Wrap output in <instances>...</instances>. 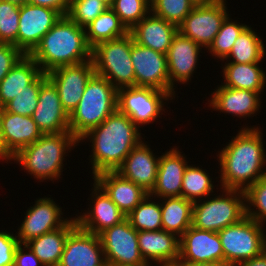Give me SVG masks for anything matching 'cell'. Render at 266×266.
<instances>
[{"mask_svg":"<svg viewBox=\"0 0 266 266\" xmlns=\"http://www.w3.org/2000/svg\"><path fill=\"white\" fill-rule=\"evenodd\" d=\"M226 0L211 5H195L178 26V31L196 44L208 49L219 32L227 11Z\"/></svg>","mask_w":266,"mask_h":266,"instance_id":"cell-11","label":"cell"},{"mask_svg":"<svg viewBox=\"0 0 266 266\" xmlns=\"http://www.w3.org/2000/svg\"><path fill=\"white\" fill-rule=\"evenodd\" d=\"M1 113H2V108L0 107V160L1 159L3 161L6 160L8 163V161H11V158L4 152L3 138H2V132H1Z\"/></svg>","mask_w":266,"mask_h":266,"instance_id":"cell-48","label":"cell"},{"mask_svg":"<svg viewBox=\"0 0 266 266\" xmlns=\"http://www.w3.org/2000/svg\"><path fill=\"white\" fill-rule=\"evenodd\" d=\"M100 266H110L109 263L107 261H105L102 265Z\"/></svg>","mask_w":266,"mask_h":266,"instance_id":"cell-54","label":"cell"},{"mask_svg":"<svg viewBox=\"0 0 266 266\" xmlns=\"http://www.w3.org/2000/svg\"><path fill=\"white\" fill-rule=\"evenodd\" d=\"M148 194L127 216L137 231L162 230V212L159 201H152Z\"/></svg>","mask_w":266,"mask_h":266,"instance_id":"cell-35","label":"cell"},{"mask_svg":"<svg viewBox=\"0 0 266 266\" xmlns=\"http://www.w3.org/2000/svg\"><path fill=\"white\" fill-rule=\"evenodd\" d=\"M105 260L110 266H145L138 246V231L126 218L99 234Z\"/></svg>","mask_w":266,"mask_h":266,"instance_id":"cell-10","label":"cell"},{"mask_svg":"<svg viewBox=\"0 0 266 266\" xmlns=\"http://www.w3.org/2000/svg\"><path fill=\"white\" fill-rule=\"evenodd\" d=\"M259 65V63L226 62L222 67L223 79L225 81L222 85L263 94L261 92L264 91V86L266 87V73Z\"/></svg>","mask_w":266,"mask_h":266,"instance_id":"cell-30","label":"cell"},{"mask_svg":"<svg viewBox=\"0 0 266 266\" xmlns=\"http://www.w3.org/2000/svg\"><path fill=\"white\" fill-rule=\"evenodd\" d=\"M128 33L129 30L111 7L85 27L86 39L92 48L100 42L117 39Z\"/></svg>","mask_w":266,"mask_h":266,"instance_id":"cell-32","label":"cell"},{"mask_svg":"<svg viewBox=\"0 0 266 266\" xmlns=\"http://www.w3.org/2000/svg\"><path fill=\"white\" fill-rule=\"evenodd\" d=\"M105 261L100 236L77 226L66 239L58 266H100Z\"/></svg>","mask_w":266,"mask_h":266,"instance_id":"cell-19","label":"cell"},{"mask_svg":"<svg viewBox=\"0 0 266 266\" xmlns=\"http://www.w3.org/2000/svg\"><path fill=\"white\" fill-rule=\"evenodd\" d=\"M178 266H235L229 262L223 261L218 263H193L187 265H178Z\"/></svg>","mask_w":266,"mask_h":266,"instance_id":"cell-49","label":"cell"},{"mask_svg":"<svg viewBox=\"0 0 266 266\" xmlns=\"http://www.w3.org/2000/svg\"><path fill=\"white\" fill-rule=\"evenodd\" d=\"M202 47L193 40L183 36L179 31L174 36L167 51L170 95L175 98V84L190 82L194 70L198 66V58ZM176 82V83H175Z\"/></svg>","mask_w":266,"mask_h":266,"instance_id":"cell-18","label":"cell"},{"mask_svg":"<svg viewBox=\"0 0 266 266\" xmlns=\"http://www.w3.org/2000/svg\"><path fill=\"white\" fill-rule=\"evenodd\" d=\"M139 127L124 113L116 109L99 126L92 128L79 139L90 140L92 148V175L116 171L126 156L141 141Z\"/></svg>","mask_w":266,"mask_h":266,"instance_id":"cell-2","label":"cell"},{"mask_svg":"<svg viewBox=\"0 0 266 266\" xmlns=\"http://www.w3.org/2000/svg\"><path fill=\"white\" fill-rule=\"evenodd\" d=\"M194 7L191 0H154L151 13L178 27Z\"/></svg>","mask_w":266,"mask_h":266,"instance_id":"cell-39","label":"cell"},{"mask_svg":"<svg viewBox=\"0 0 266 266\" xmlns=\"http://www.w3.org/2000/svg\"><path fill=\"white\" fill-rule=\"evenodd\" d=\"M195 5H211L222 0H191Z\"/></svg>","mask_w":266,"mask_h":266,"instance_id":"cell-50","label":"cell"},{"mask_svg":"<svg viewBox=\"0 0 266 266\" xmlns=\"http://www.w3.org/2000/svg\"><path fill=\"white\" fill-rule=\"evenodd\" d=\"M24 55L14 45L0 43V82Z\"/></svg>","mask_w":266,"mask_h":266,"instance_id":"cell-43","label":"cell"},{"mask_svg":"<svg viewBox=\"0 0 266 266\" xmlns=\"http://www.w3.org/2000/svg\"><path fill=\"white\" fill-rule=\"evenodd\" d=\"M230 18L229 15L225 18L219 32L208 48L209 53L217 60L221 59L222 62L230 53L238 36L248 27L245 23L232 21L233 19Z\"/></svg>","mask_w":266,"mask_h":266,"instance_id":"cell-36","label":"cell"},{"mask_svg":"<svg viewBox=\"0 0 266 266\" xmlns=\"http://www.w3.org/2000/svg\"><path fill=\"white\" fill-rule=\"evenodd\" d=\"M29 56L43 73H48L61 66L91 60L92 47L87 42L85 28L65 15L42 37Z\"/></svg>","mask_w":266,"mask_h":266,"instance_id":"cell-3","label":"cell"},{"mask_svg":"<svg viewBox=\"0 0 266 266\" xmlns=\"http://www.w3.org/2000/svg\"><path fill=\"white\" fill-rule=\"evenodd\" d=\"M159 160L160 157L153 153L149 145L141 141L126 156L116 172L150 193L156 183Z\"/></svg>","mask_w":266,"mask_h":266,"instance_id":"cell-21","label":"cell"},{"mask_svg":"<svg viewBox=\"0 0 266 266\" xmlns=\"http://www.w3.org/2000/svg\"><path fill=\"white\" fill-rule=\"evenodd\" d=\"M79 140L70 132L43 134L34 143L20 149L11 157L33 178L43 180H58L63 172L64 157L77 146Z\"/></svg>","mask_w":266,"mask_h":266,"instance_id":"cell-4","label":"cell"},{"mask_svg":"<svg viewBox=\"0 0 266 266\" xmlns=\"http://www.w3.org/2000/svg\"><path fill=\"white\" fill-rule=\"evenodd\" d=\"M174 99L169 93L150 87L117 89V109L127 115L139 128L161 117L166 102ZM140 125V126H139Z\"/></svg>","mask_w":266,"mask_h":266,"instance_id":"cell-9","label":"cell"},{"mask_svg":"<svg viewBox=\"0 0 266 266\" xmlns=\"http://www.w3.org/2000/svg\"><path fill=\"white\" fill-rule=\"evenodd\" d=\"M153 266V264H146L145 266ZM154 266H159V265H156V264H154Z\"/></svg>","mask_w":266,"mask_h":266,"instance_id":"cell-55","label":"cell"},{"mask_svg":"<svg viewBox=\"0 0 266 266\" xmlns=\"http://www.w3.org/2000/svg\"><path fill=\"white\" fill-rule=\"evenodd\" d=\"M13 266H44L29 246L21 244L17 246L14 254Z\"/></svg>","mask_w":266,"mask_h":266,"instance_id":"cell-45","label":"cell"},{"mask_svg":"<svg viewBox=\"0 0 266 266\" xmlns=\"http://www.w3.org/2000/svg\"><path fill=\"white\" fill-rule=\"evenodd\" d=\"M32 118L42 134L69 131V114L60 102L58 89L48 77L41 83L38 104Z\"/></svg>","mask_w":266,"mask_h":266,"instance_id":"cell-17","label":"cell"},{"mask_svg":"<svg viewBox=\"0 0 266 266\" xmlns=\"http://www.w3.org/2000/svg\"><path fill=\"white\" fill-rule=\"evenodd\" d=\"M262 224L247 215L239 222L218 232L224 261L239 266L266 250V234Z\"/></svg>","mask_w":266,"mask_h":266,"instance_id":"cell-8","label":"cell"},{"mask_svg":"<svg viewBox=\"0 0 266 266\" xmlns=\"http://www.w3.org/2000/svg\"><path fill=\"white\" fill-rule=\"evenodd\" d=\"M146 1L150 6L153 4L154 0H144Z\"/></svg>","mask_w":266,"mask_h":266,"instance_id":"cell-53","label":"cell"},{"mask_svg":"<svg viewBox=\"0 0 266 266\" xmlns=\"http://www.w3.org/2000/svg\"><path fill=\"white\" fill-rule=\"evenodd\" d=\"M69 2L70 0H28V3L54 9L62 16L67 15Z\"/></svg>","mask_w":266,"mask_h":266,"instance_id":"cell-46","label":"cell"},{"mask_svg":"<svg viewBox=\"0 0 266 266\" xmlns=\"http://www.w3.org/2000/svg\"><path fill=\"white\" fill-rule=\"evenodd\" d=\"M47 78V73H41L26 90L17 94L9 101L3 109L7 112L16 113L23 116H32L38 104L39 90L41 83Z\"/></svg>","mask_w":266,"mask_h":266,"instance_id":"cell-37","label":"cell"},{"mask_svg":"<svg viewBox=\"0 0 266 266\" xmlns=\"http://www.w3.org/2000/svg\"><path fill=\"white\" fill-rule=\"evenodd\" d=\"M220 189L222 195L220 193L214 198L207 197L203 201L193 202V227L219 232L246 216L245 192L238 189Z\"/></svg>","mask_w":266,"mask_h":266,"instance_id":"cell-6","label":"cell"},{"mask_svg":"<svg viewBox=\"0 0 266 266\" xmlns=\"http://www.w3.org/2000/svg\"><path fill=\"white\" fill-rule=\"evenodd\" d=\"M223 261L224 253L218 232L190 226L180 237L177 265Z\"/></svg>","mask_w":266,"mask_h":266,"instance_id":"cell-14","label":"cell"},{"mask_svg":"<svg viewBox=\"0 0 266 266\" xmlns=\"http://www.w3.org/2000/svg\"><path fill=\"white\" fill-rule=\"evenodd\" d=\"M131 61L136 87H150L170 94L168 63L165 54L141 46L133 40Z\"/></svg>","mask_w":266,"mask_h":266,"instance_id":"cell-12","label":"cell"},{"mask_svg":"<svg viewBox=\"0 0 266 266\" xmlns=\"http://www.w3.org/2000/svg\"><path fill=\"white\" fill-rule=\"evenodd\" d=\"M265 48L262 38L248 26L238 36L225 60L232 63H260L266 55Z\"/></svg>","mask_w":266,"mask_h":266,"instance_id":"cell-33","label":"cell"},{"mask_svg":"<svg viewBox=\"0 0 266 266\" xmlns=\"http://www.w3.org/2000/svg\"><path fill=\"white\" fill-rule=\"evenodd\" d=\"M94 74L92 60L61 66L47 73V77L58 89L60 102L69 115L78 106L86 84Z\"/></svg>","mask_w":266,"mask_h":266,"instance_id":"cell-16","label":"cell"},{"mask_svg":"<svg viewBox=\"0 0 266 266\" xmlns=\"http://www.w3.org/2000/svg\"><path fill=\"white\" fill-rule=\"evenodd\" d=\"M133 37L103 41L92 48L95 74L108 79L116 88L135 86V73L131 61Z\"/></svg>","mask_w":266,"mask_h":266,"instance_id":"cell-7","label":"cell"},{"mask_svg":"<svg viewBox=\"0 0 266 266\" xmlns=\"http://www.w3.org/2000/svg\"><path fill=\"white\" fill-rule=\"evenodd\" d=\"M5 1H9L11 3H15V4L19 5V6H22V5L26 4V3H28V0H5Z\"/></svg>","mask_w":266,"mask_h":266,"instance_id":"cell-51","label":"cell"},{"mask_svg":"<svg viewBox=\"0 0 266 266\" xmlns=\"http://www.w3.org/2000/svg\"><path fill=\"white\" fill-rule=\"evenodd\" d=\"M109 6L101 0H70L67 16L85 28Z\"/></svg>","mask_w":266,"mask_h":266,"instance_id":"cell-42","label":"cell"},{"mask_svg":"<svg viewBox=\"0 0 266 266\" xmlns=\"http://www.w3.org/2000/svg\"><path fill=\"white\" fill-rule=\"evenodd\" d=\"M77 220L71 217L61 228L47 232L26 243L44 266H58L68 235L77 227Z\"/></svg>","mask_w":266,"mask_h":266,"instance_id":"cell-28","label":"cell"},{"mask_svg":"<svg viewBox=\"0 0 266 266\" xmlns=\"http://www.w3.org/2000/svg\"><path fill=\"white\" fill-rule=\"evenodd\" d=\"M61 16L54 9L31 3L20 6L17 48L29 55Z\"/></svg>","mask_w":266,"mask_h":266,"instance_id":"cell-13","label":"cell"},{"mask_svg":"<svg viewBox=\"0 0 266 266\" xmlns=\"http://www.w3.org/2000/svg\"><path fill=\"white\" fill-rule=\"evenodd\" d=\"M205 170L199 166L187 165L183 174L181 197L195 202L213 196L211 193L215 188L214 180L212 181L209 173Z\"/></svg>","mask_w":266,"mask_h":266,"instance_id":"cell-34","label":"cell"},{"mask_svg":"<svg viewBox=\"0 0 266 266\" xmlns=\"http://www.w3.org/2000/svg\"><path fill=\"white\" fill-rule=\"evenodd\" d=\"M20 6L9 1L0 0V43L17 47Z\"/></svg>","mask_w":266,"mask_h":266,"instance_id":"cell-40","label":"cell"},{"mask_svg":"<svg viewBox=\"0 0 266 266\" xmlns=\"http://www.w3.org/2000/svg\"><path fill=\"white\" fill-rule=\"evenodd\" d=\"M18 245L16 233L11 234L6 230L0 232V266L14 265V254Z\"/></svg>","mask_w":266,"mask_h":266,"instance_id":"cell-44","label":"cell"},{"mask_svg":"<svg viewBox=\"0 0 266 266\" xmlns=\"http://www.w3.org/2000/svg\"><path fill=\"white\" fill-rule=\"evenodd\" d=\"M103 1L105 4H107L109 7L112 5L113 0H101Z\"/></svg>","mask_w":266,"mask_h":266,"instance_id":"cell-52","label":"cell"},{"mask_svg":"<svg viewBox=\"0 0 266 266\" xmlns=\"http://www.w3.org/2000/svg\"><path fill=\"white\" fill-rule=\"evenodd\" d=\"M127 216L149 193L116 171H105L92 177Z\"/></svg>","mask_w":266,"mask_h":266,"instance_id":"cell-26","label":"cell"},{"mask_svg":"<svg viewBox=\"0 0 266 266\" xmlns=\"http://www.w3.org/2000/svg\"><path fill=\"white\" fill-rule=\"evenodd\" d=\"M92 188L90 200L93 205L86 213L75 218L81 229L99 235L105 229L121 223L126 219V215L95 181Z\"/></svg>","mask_w":266,"mask_h":266,"instance_id":"cell-20","label":"cell"},{"mask_svg":"<svg viewBox=\"0 0 266 266\" xmlns=\"http://www.w3.org/2000/svg\"><path fill=\"white\" fill-rule=\"evenodd\" d=\"M117 109V89L94 74L87 82L78 106L69 115V131L79 140Z\"/></svg>","mask_w":266,"mask_h":266,"instance_id":"cell-5","label":"cell"},{"mask_svg":"<svg viewBox=\"0 0 266 266\" xmlns=\"http://www.w3.org/2000/svg\"><path fill=\"white\" fill-rule=\"evenodd\" d=\"M214 90L211 93L212 98L208 101V106L220 113H228L242 119V117L256 116L254 114L261 108L259 92L225 87L222 84Z\"/></svg>","mask_w":266,"mask_h":266,"instance_id":"cell-25","label":"cell"},{"mask_svg":"<svg viewBox=\"0 0 266 266\" xmlns=\"http://www.w3.org/2000/svg\"><path fill=\"white\" fill-rule=\"evenodd\" d=\"M261 128L244 126L218 151L220 188L245 191L266 175V152Z\"/></svg>","mask_w":266,"mask_h":266,"instance_id":"cell-1","label":"cell"},{"mask_svg":"<svg viewBox=\"0 0 266 266\" xmlns=\"http://www.w3.org/2000/svg\"><path fill=\"white\" fill-rule=\"evenodd\" d=\"M177 32L178 27L175 24L151 12L129 30L134 42L165 55Z\"/></svg>","mask_w":266,"mask_h":266,"instance_id":"cell-27","label":"cell"},{"mask_svg":"<svg viewBox=\"0 0 266 266\" xmlns=\"http://www.w3.org/2000/svg\"><path fill=\"white\" fill-rule=\"evenodd\" d=\"M244 192L246 215L264 226L266 222V175Z\"/></svg>","mask_w":266,"mask_h":266,"instance_id":"cell-38","label":"cell"},{"mask_svg":"<svg viewBox=\"0 0 266 266\" xmlns=\"http://www.w3.org/2000/svg\"><path fill=\"white\" fill-rule=\"evenodd\" d=\"M173 147L160 156L156 183L149 193L151 197H181L184 171L188 165L185 154Z\"/></svg>","mask_w":266,"mask_h":266,"instance_id":"cell-24","label":"cell"},{"mask_svg":"<svg viewBox=\"0 0 266 266\" xmlns=\"http://www.w3.org/2000/svg\"><path fill=\"white\" fill-rule=\"evenodd\" d=\"M179 242L176 234L165 230L138 231L139 251L147 264L177 265Z\"/></svg>","mask_w":266,"mask_h":266,"instance_id":"cell-22","label":"cell"},{"mask_svg":"<svg viewBox=\"0 0 266 266\" xmlns=\"http://www.w3.org/2000/svg\"><path fill=\"white\" fill-rule=\"evenodd\" d=\"M239 266H266V250L261 255L242 262Z\"/></svg>","mask_w":266,"mask_h":266,"instance_id":"cell-47","label":"cell"},{"mask_svg":"<svg viewBox=\"0 0 266 266\" xmlns=\"http://www.w3.org/2000/svg\"><path fill=\"white\" fill-rule=\"evenodd\" d=\"M1 132L4 152L10 158L20 149L34 143L43 135L32 116L7 112L3 108Z\"/></svg>","mask_w":266,"mask_h":266,"instance_id":"cell-23","label":"cell"},{"mask_svg":"<svg viewBox=\"0 0 266 266\" xmlns=\"http://www.w3.org/2000/svg\"><path fill=\"white\" fill-rule=\"evenodd\" d=\"M25 214L16 232L18 242L21 244H26L31 239L61 228L70 220L62 217V208L50 197L38 198Z\"/></svg>","mask_w":266,"mask_h":266,"instance_id":"cell-15","label":"cell"},{"mask_svg":"<svg viewBox=\"0 0 266 266\" xmlns=\"http://www.w3.org/2000/svg\"><path fill=\"white\" fill-rule=\"evenodd\" d=\"M159 200L162 201V230L180 238L192 226L193 202L183 197H164Z\"/></svg>","mask_w":266,"mask_h":266,"instance_id":"cell-31","label":"cell"},{"mask_svg":"<svg viewBox=\"0 0 266 266\" xmlns=\"http://www.w3.org/2000/svg\"><path fill=\"white\" fill-rule=\"evenodd\" d=\"M41 73L39 65L29 55H24L0 82V107L26 90Z\"/></svg>","mask_w":266,"mask_h":266,"instance_id":"cell-29","label":"cell"},{"mask_svg":"<svg viewBox=\"0 0 266 266\" xmlns=\"http://www.w3.org/2000/svg\"><path fill=\"white\" fill-rule=\"evenodd\" d=\"M110 7L128 30L151 12V6L144 0H113Z\"/></svg>","mask_w":266,"mask_h":266,"instance_id":"cell-41","label":"cell"}]
</instances>
